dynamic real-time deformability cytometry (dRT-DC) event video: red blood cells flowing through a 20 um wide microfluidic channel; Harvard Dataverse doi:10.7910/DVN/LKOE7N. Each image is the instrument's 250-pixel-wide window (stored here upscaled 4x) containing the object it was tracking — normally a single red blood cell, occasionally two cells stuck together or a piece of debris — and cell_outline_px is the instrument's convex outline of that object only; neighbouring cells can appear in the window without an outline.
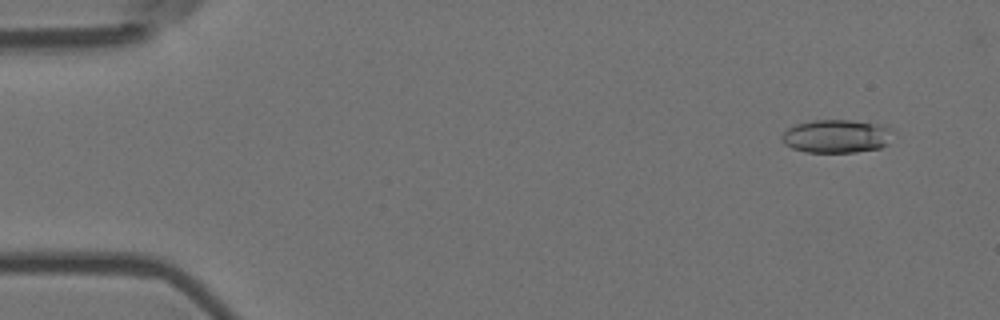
{"species": "Egyptian fruit bat (a non-hibernating species)", "species_latin": "Rousettus aegyptiacus", "temperature_condition": "room temperature", "stored_images_in_passage": 55, "camera_frame_rate_fps": 3000, "um_per_image_px": 0.085, "animal": {"sex": "female"}, "frame": {"image": 1, "passage_image": 4, "time_ms": 1.0, "image_size_px": [1000, 320], "cell_outline_px": [[892, 128], [888, 144], [880, 148], [856, 152], [804, 152], [792, 148], [784, 144], [780, 136], [788, 128], [796, 124], [812, 120], [852, 120], [884, 124]], "centroid_in_image_um": [71.11, 11.57], "position_along_channel_um": 13.9, "area_um2": 21.79}}
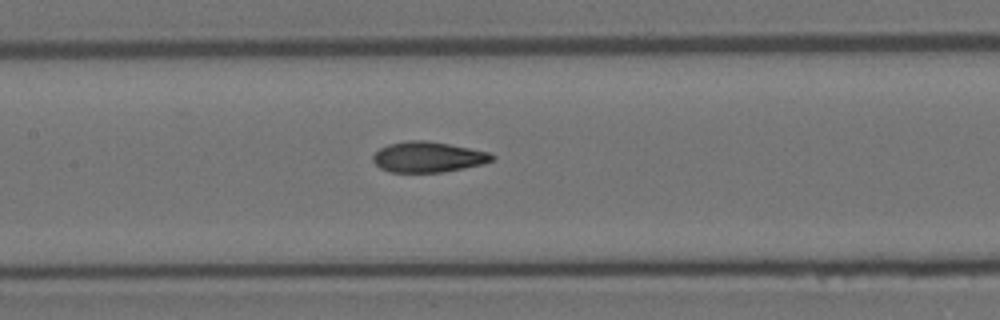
{"frame": {"image": 2, "passage_image": 26, "time_ms": 8.333, "image_size_px": [1000, 320], "cell_outline_px": [[496, 156], [492, 160], [484, 164], [444, 172], [388, 172], [380, 168], [372, 160], [372, 156], [380, 148], [388, 144], [408, 140], [424, 140], [448, 144], [492, 152]], "centroid_in_image_um": [36.4, 13.35], "position_along_channel_um": 171.0, "area_um2": 21.33}}
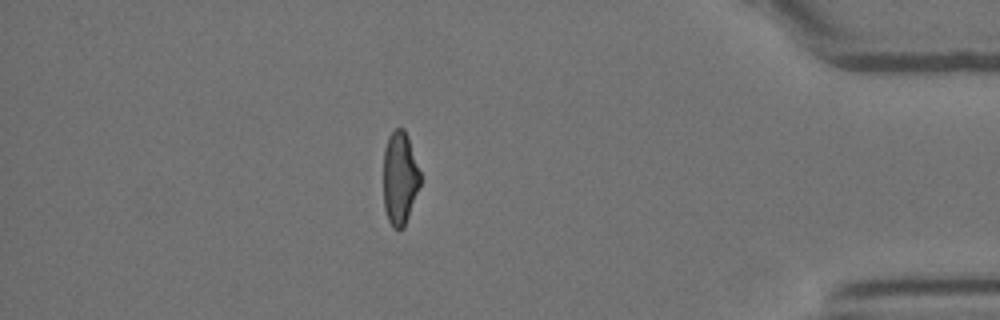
{"frame": {"image": 3, "passage_image": 48, "time_ms": 15.667, "image_size_px": [1000, 320], "cell_outline_px": [[420, 184], [404, 228], [392, 228], [388, 220], [384, 208], [384, 148], [388, 136], [396, 128], [404, 128], [408, 136], [420, 172]], "centroid_in_image_um": [33.98, 15.13], "position_along_channel_um": 401.2, "area_um2": 19.94}, "authors_computed_cell_mechanics": {"area_um2": 21.2704, "velocity_mm_per_s": 3.6921, "shape_relaxation_time_tau1_ms": 6.3752, "shape_relaxation_time_tau2_ms": 1.6882, "deformation_change_tau1": 0.1938, "deformation_change_tau2": 0.086}}